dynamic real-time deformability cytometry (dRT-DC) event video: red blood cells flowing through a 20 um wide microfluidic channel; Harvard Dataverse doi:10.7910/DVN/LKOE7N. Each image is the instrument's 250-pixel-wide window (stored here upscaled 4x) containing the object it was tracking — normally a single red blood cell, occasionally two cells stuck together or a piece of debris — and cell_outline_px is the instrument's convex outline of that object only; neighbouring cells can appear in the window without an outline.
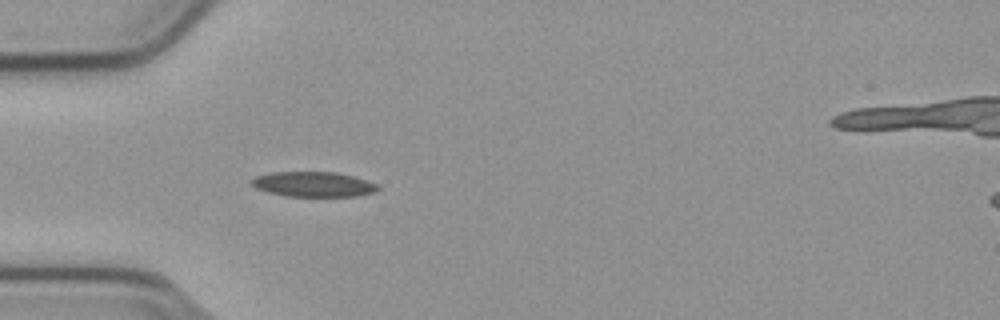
{"species": "common noctule bat (a hibernating species)", "species_latin": "Nyctalus noctula", "temperature_condition": "cold", "stored_images_in_passage": 40, "segment_of_instrument_passage": [1, 2], "camera_frame_rate_fps": 3000, "um_per_image_px": 0.085, "animal": {"sex": "male", "body_mass_g": 23.1, "forearm_length_mm": 52.7}, "frame": {"image": 1, "passage_image": 1, "time_ms": 0.0, "image_size_px": [1000, 320], "cell_outline_px": [[380, 188], [372, 192], [356, 196], [284, 196], [268, 192], [256, 188], [252, 184], [252, 180], [256, 176], [272, 172], [336, 172], [352, 176], [376, 184]], "centroid_in_image_um": [26.6, 15.66], "position_along_channel_um": 58.4, "area_um2": 18.15}}
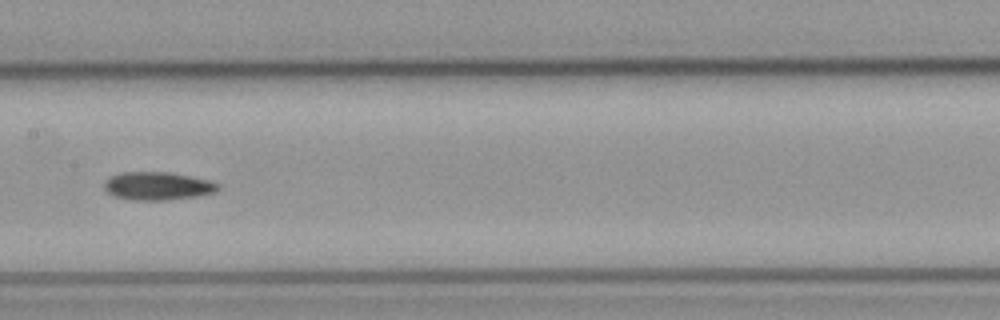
{"frame": {"image": 2, "passage_image": 12, "time_ms": 3.667, "image_size_px": [1000, 320], "cell_outline_px": [[220, 188], [216, 192], [200, 196], [164, 200], [132, 200], [116, 196], [108, 192], [104, 188], [104, 180], [120, 172], [168, 172], [208, 180], [220, 184]], "centroid_in_image_um": [13.41, 15.81], "position_along_channel_um": 194.0, "area_um2": 18.61}}
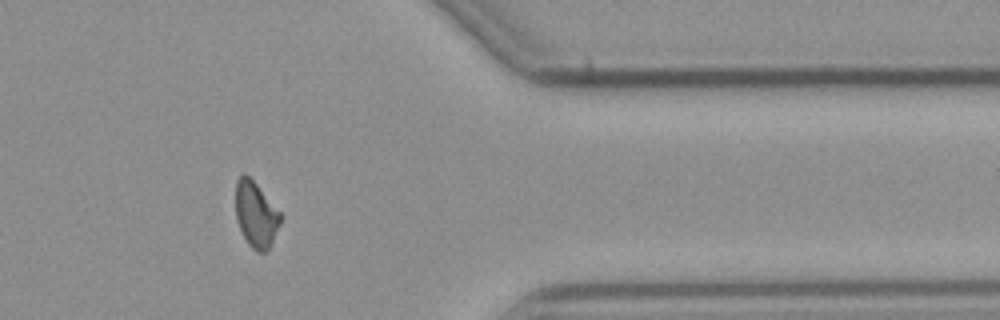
{"frame": {"image": 3, "passage_image": 29, "time_ms": 9.333, "image_size_px": [1000, 320], "cell_outline_px": [[280, 224], [272, 244], [264, 252], [256, 252], [248, 244], [236, 220], [236, 180], [244, 172], [256, 184], [280, 212]], "centroid_in_image_um": [21.74, 18.25], "position_along_channel_um": 389.7, "area_um2": 16.94}}